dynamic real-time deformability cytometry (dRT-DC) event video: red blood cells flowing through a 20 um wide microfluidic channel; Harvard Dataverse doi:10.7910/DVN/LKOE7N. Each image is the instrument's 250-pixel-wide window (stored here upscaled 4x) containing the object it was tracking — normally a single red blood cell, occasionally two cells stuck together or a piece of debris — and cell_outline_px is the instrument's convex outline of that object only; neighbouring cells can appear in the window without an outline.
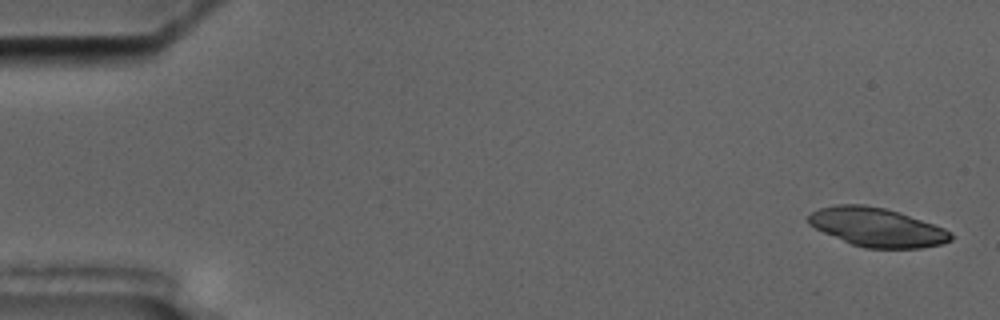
{"species": "common noctule bat (a hibernating species)", "species_latin": "Nyctalus noctula", "temperature_condition": "cold", "stored_images_in_passage": 4, "camera_frame_rate_fps": 3000, "um_per_image_px": 0.085, "animal": {"sex": "male", "body_mass_g": 17.5, "forearm_length_mm": 52.3}, "frame": {"image": 1, "passage_image": 1, "time_ms": 0.0, "image_size_px": [1000, 320], "cell_outline_px": [[952, 240], [940, 244], [920, 248], [864, 248], [852, 244], [824, 232], [808, 224], [808, 216], [812, 212], [820, 208], [836, 204], [864, 204], [884, 208], [900, 212], [944, 228], [952, 232]], "centroid_in_image_um": [74.55, 19.31], "position_along_channel_um": 10.4, "area_um2": 32.02}}